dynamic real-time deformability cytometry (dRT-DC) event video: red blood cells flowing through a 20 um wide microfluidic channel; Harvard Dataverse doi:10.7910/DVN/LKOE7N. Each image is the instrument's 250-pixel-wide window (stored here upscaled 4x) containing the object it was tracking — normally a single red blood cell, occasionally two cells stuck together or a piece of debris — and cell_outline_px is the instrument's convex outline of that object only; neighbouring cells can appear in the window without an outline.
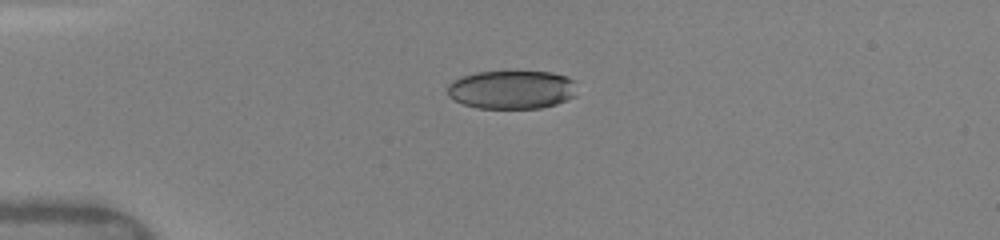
{"species": "human", "species_latin": "Homo sapiens", "temperature_condition": "warm", "stored_images_in_passage": 19, "camera_frame_rate_fps": 3000, "um_per_image_px": 0.085, "donor": {"sex": "female"}, "frame": {"image": 1, "passage_image": 1, "time_ms": 0.0, "image_size_px": [1000, 240], "cell_outline_px": [[576, 80], [572, 96], [556, 104], [540, 108], [476, 108], [452, 100], [448, 96], [448, 84], [452, 80], [476, 72], [552, 72], [568, 76]], "centroid_in_image_um": [43.46, 7.62], "position_along_channel_um": 41.5, "area_um2": 29.02}}
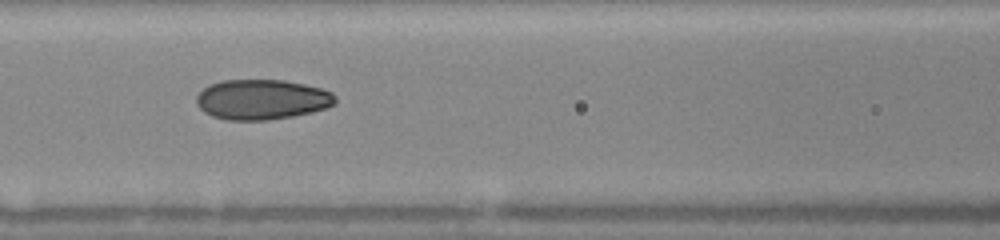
{"frame": {"image": 2, "passage_image": 6, "time_ms": 3.333, "image_size_px": [1000, 240], "cell_outline_px": [[336, 104], [312, 112], [292, 116], [268, 120], [228, 120], [212, 116], [204, 112], [196, 104], [196, 96], [208, 84], [220, 80], [284, 80], [304, 84], [320, 88], [332, 92], [336, 96]], "centroid_in_image_um": [22.25, 8.45], "position_along_channel_um": 144.4, "area_um2": 32.6}}
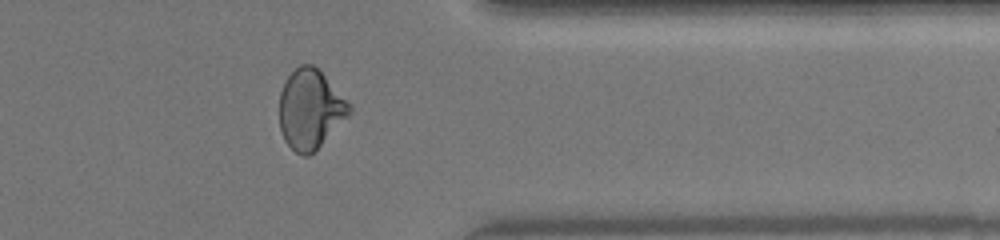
{"frame": {"image": 3, "passage_image": 15, "time_ms": 9.333, "image_size_px": [1000, 240], "cell_outline_px": [[352, 112], [308, 156], [304, 156], [296, 152], [284, 140], [280, 128], [280, 92], [288, 76], [300, 64], [312, 64], [352, 104]], "centroid_in_image_um": [26.37, 9.27], "position_along_channel_um": 385.0, "area_um2": 31.79}, "authors_computed_cell_mechanics": {"area_um2": 31.79, "velocity_mm_per_s": 4.1235, "shape_relaxation_time_tau1_ms": 9.5833, "shape_relaxation_time_tau2_ms": 1.1812, "deformation_change_tau1": 0.2458, "deformation_change_tau2": 0.0536}}